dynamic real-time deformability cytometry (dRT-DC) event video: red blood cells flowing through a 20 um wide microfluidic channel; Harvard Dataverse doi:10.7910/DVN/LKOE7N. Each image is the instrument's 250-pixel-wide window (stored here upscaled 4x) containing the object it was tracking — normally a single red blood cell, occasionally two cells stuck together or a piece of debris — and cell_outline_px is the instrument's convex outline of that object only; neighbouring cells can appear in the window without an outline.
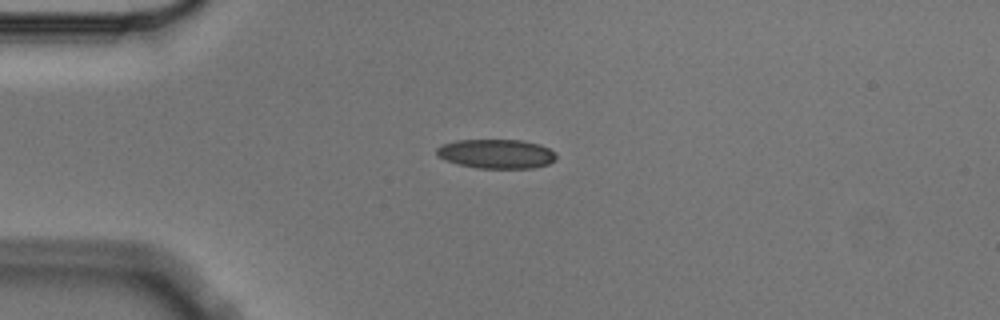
{"species": "Egyptian fruit bat (a non-hibernating species)", "species_latin": "Rousettus aegyptiacus", "temperature_condition": "cold", "stored_images_in_passage": 6, "camera_frame_rate_fps": 3000, "um_per_image_px": 0.085, "animal": {"sex": "male"}, "frame": {"image": 1, "passage_image": 3, "time_ms": 0.667, "image_size_px": [1000, 320], "cell_outline_px": [[556, 160], [548, 164], [532, 168], [476, 168], [444, 160], [436, 156], [436, 148], [444, 144], [456, 140], [520, 140], [540, 144], [548, 148], [556, 156]], "centroid_in_image_um": [42.17, 13.08], "position_along_channel_um": 42.8, "area_um2": 20.35}}
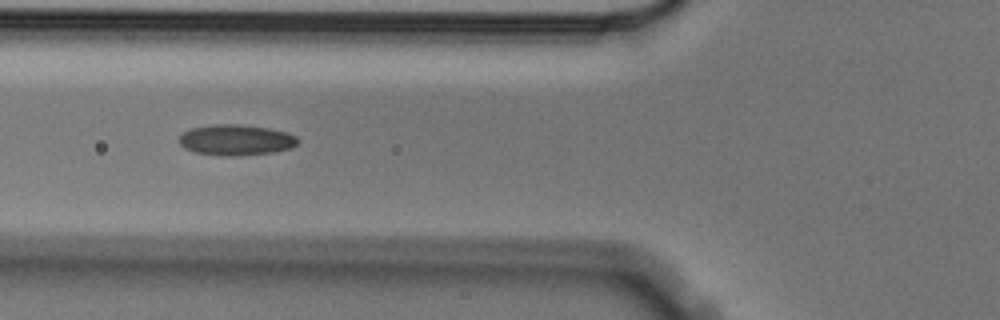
{"frame": {"image": 2, "passage_image": 5, "time_ms": 1.333, "image_size_px": [1000, 320], "cell_outline_px": [[300, 140], [292, 148], [272, 152], [236, 156], [224, 156], [196, 152], [184, 148], [180, 144], [180, 136], [184, 132], [192, 128], [212, 124], [240, 124], [268, 128], [288, 132], [296, 136]], "centroid_in_image_um": [20.09, 11.89], "position_along_channel_um": 105.7, "area_um2": 21.27}}
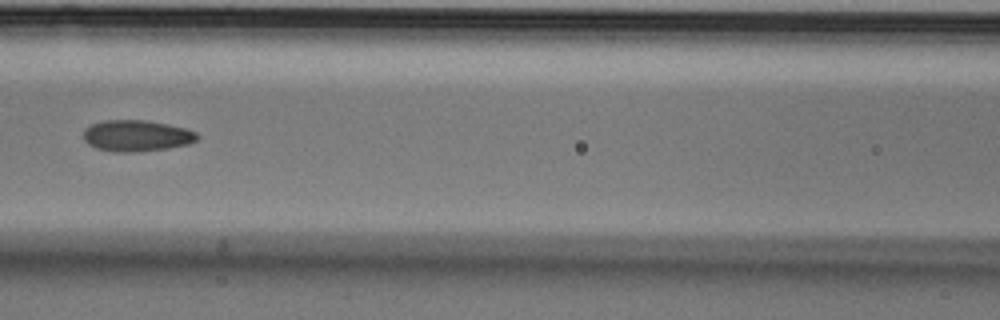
{"frame": {"image": 3, "passage_image": 6, "time_ms": 1.667, "image_size_px": [1000, 320], "cell_outline_px": [[200, 136], [196, 140], [188, 144], [168, 148], [136, 152], [112, 152], [96, 148], [88, 144], [84, 140], [84, 128], [92, 124], [104, 120], [144, 120], [168, 124], [184, 128], [196, 132]], "centroid_in_image_um": [11.6, 11.54], "position_along_channel_um": 155.0, "area_um2": 20.81}}